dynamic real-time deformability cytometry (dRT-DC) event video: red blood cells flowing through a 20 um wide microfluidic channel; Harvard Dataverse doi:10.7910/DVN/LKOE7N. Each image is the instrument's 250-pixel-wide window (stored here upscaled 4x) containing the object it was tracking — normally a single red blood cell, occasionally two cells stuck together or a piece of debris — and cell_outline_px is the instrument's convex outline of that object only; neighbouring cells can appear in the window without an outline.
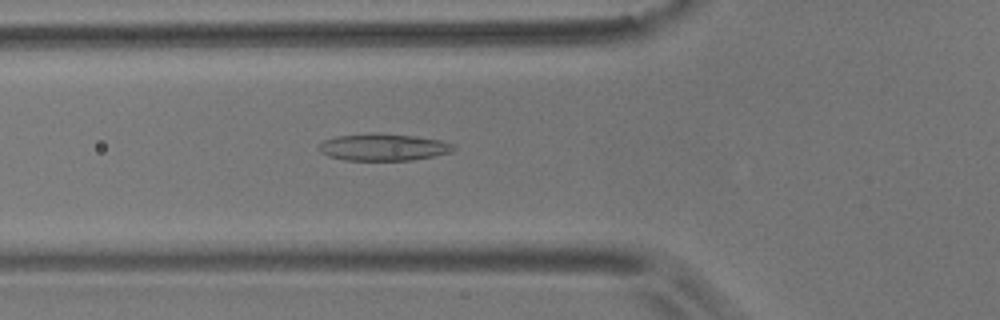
{"species": "common noctule bat (a hibernating species)", "species_latin": "Nyctalus noctula", "temperature_condition": "room temperature", "stored_images_in_passage": 41, "camera_frame_rate_fps": 3000, "um_per_image_px": 0.085, "animal": {"sex": "male", "body_mass_g": 17.9}, "frame": {"image": 1, "passage_image": 13, "time_ms": 4.0, "image_size_px": [1000, 320], "cell_outline_px": [[456, 148], [452, 152], [412, 160], [344, 160], [328, 156], [320, 152], [316, 148], [324, 140], [336, 136], [368, 132], [376, 132], [412, 136], [440, 140], [452, 144]], "centroid_in_image_um": [32.53, 12.5], "position_along_channel_um": 93.3, "area_um2": 21.33}}
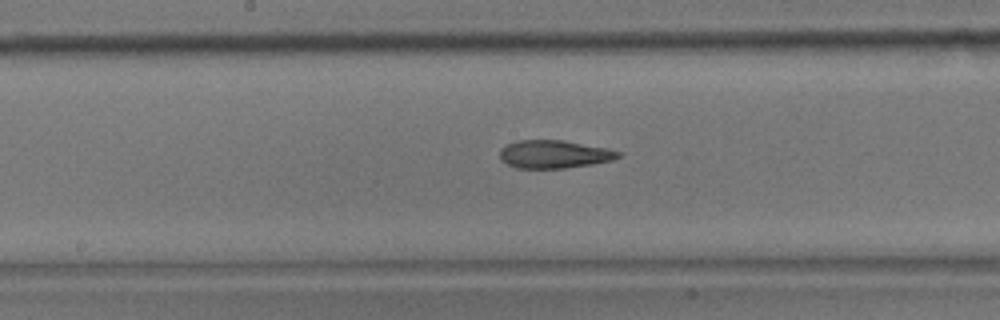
{"frame": {"image": 2, "passage_image": 22, "time_ms": 7.0, "image_size_px": [1000, 320], "cell_outline_px": [[624, 152], [620, 156], [612, 160], [592, 164], [564, 168], [516, 168], [500, 160], [500, 148], [504, 144], [516, 140], [564, 140], [608, 148]], "centroid_in_image_um": [47.09, 13.09], "position_along_channel_um": 201.1, "area_um2": 19.59}}
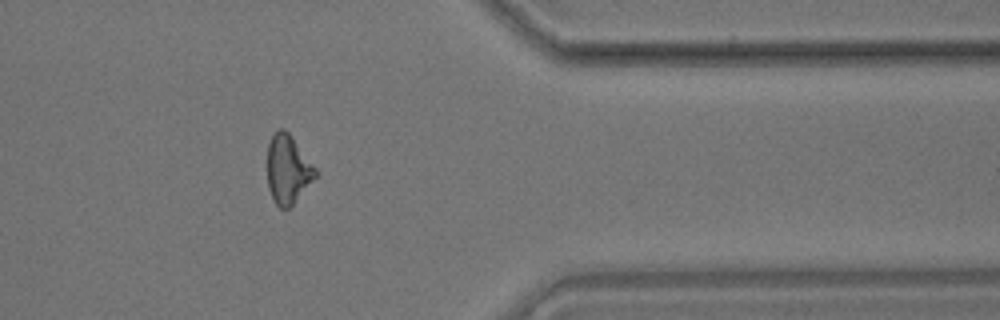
{"frame": {"image": 3, "passage_image": 39, "time_ms": 12.667, "image_size_px": [1000, 320], "cell_outline_px": [[316, 176], [292, 204], [288, 208], [280, 208], [276, 204], [268, 188], [268, 144], [272, 136], [280, 128], [284, 128], [292, 136], [316, 168]], "centroid_in_image_um": [24.46, 14.37], "position_along_channel_um": 386.9, "area_um2": 18.84}, "authors_computed_cell_mechanics": {"area_um2": 19.8832, "velocity_mm_per_s": 3.5666, "shape_relaxation_time_tau1_ms": null, "shape_relaxation_time_tau2_ms": 4.1455, "deformation_change_tau1": null, "deformation_change_tau2": 0.1405}}